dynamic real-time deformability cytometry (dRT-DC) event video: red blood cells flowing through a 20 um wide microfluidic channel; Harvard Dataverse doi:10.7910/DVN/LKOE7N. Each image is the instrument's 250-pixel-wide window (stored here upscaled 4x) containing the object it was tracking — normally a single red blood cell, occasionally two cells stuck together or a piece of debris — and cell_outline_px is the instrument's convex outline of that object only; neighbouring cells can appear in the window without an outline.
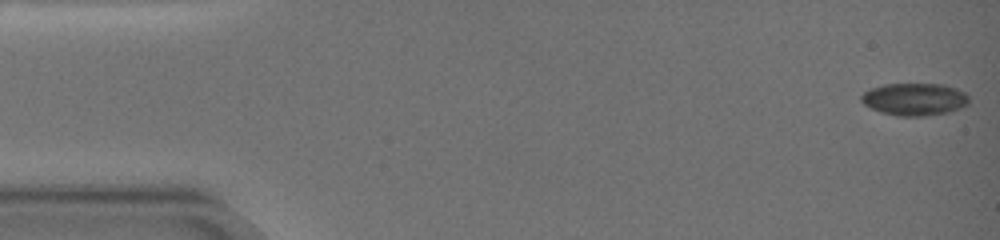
{"species": "common noctule bat (a hibernating species)", "species_latin": "Nyctalus noctula", "temperature_condition": "warm", "stored_images_in_passage": 12, "camera_frame_rate_fps": 3000, "um_per_image_px": 0.085, "animal": {"sex": "female", "body_mass_g": 19.0, "forearm_length_mm": 51.5}, "frame": {"image": 1, "passage_image": 1, "time_ms": 0.0, "image_size_px": [1000, 240], "cell_outline_px": [[968, 104], [948, 112], [924, 116], [896, 116], [880, 112], [864, 104], [860, 100], [860, 96], [864, 92], [872, 88], [884, 84], [944, 84], [956, 88], [964, 92], [968, 96]], "centroid_in_image_um": [77.72, 8.43], "position_along_channel_um": 7.3, "area_um2": 20.29}}
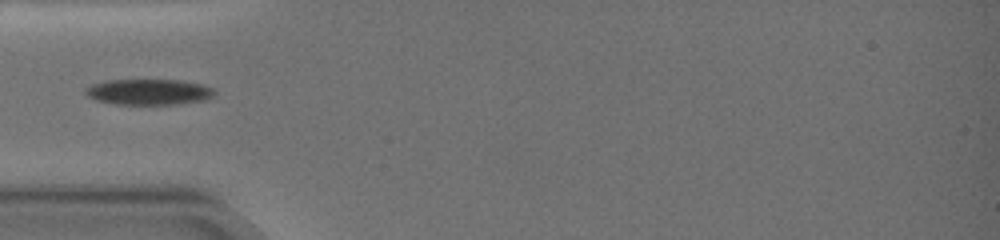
{"frame": {"image": 2, "passage_image": 6, "time_ms": 6.0, "image_size_px": [1000, 240], "cell_outline_px": [[216, 92], [208, 100], [176, 104], [116, 104], [96, 100], [88, 96], [84, 92], [84, 88], [92, 84], [108, 80], [180, 80], [204, 84], [212, 88]], "centroid_in_image_um": [12.67, 7.81], "position_along_channel_um": 72.3, "area_um2": 19.48}}